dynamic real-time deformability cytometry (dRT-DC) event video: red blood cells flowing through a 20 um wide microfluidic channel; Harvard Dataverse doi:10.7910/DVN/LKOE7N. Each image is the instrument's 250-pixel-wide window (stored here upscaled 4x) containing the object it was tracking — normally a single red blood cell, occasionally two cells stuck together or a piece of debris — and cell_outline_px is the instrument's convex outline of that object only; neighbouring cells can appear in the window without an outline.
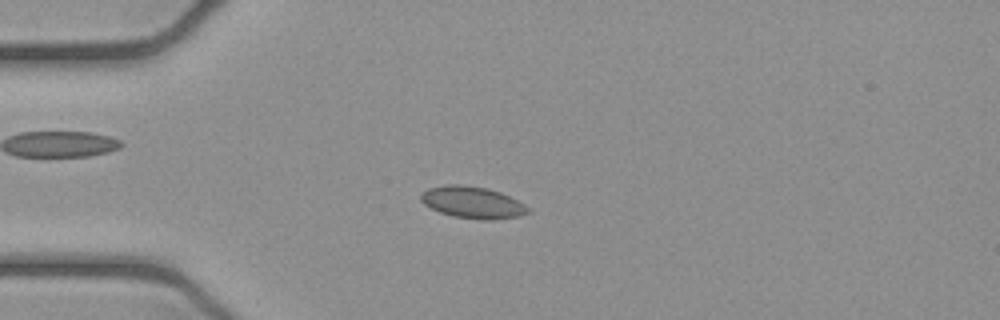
{"species": "common noctule bat (a hibernating species)", "species_latin": "Nyctalus noctula", "temperature_condition": "cold", "stored_images_in_passage": 47, "camera_frame_rate_fps": 3000, "um_per_image_px": 0.085, "animal": {"sex": "female", "body_mass_g": 21.9}, "frame": {"image": 1, "passage_image": 8, "time_ms": 2.333, "image_size_px": [1000, 320], "cell_outline_px": [[532, 212], [520, 216], [492, 220], [480, 220], [452, 216], [440, 212], [424, 204], [420, 200], [420, 196], [428, 188], [444, 184], [460, 184], [488, 188], [500, 192], [524, 204]], "centroid_in_image_um": [40.17, 17.21], "position_along_channel_um": 44.8, "area_um2": 19.94}}
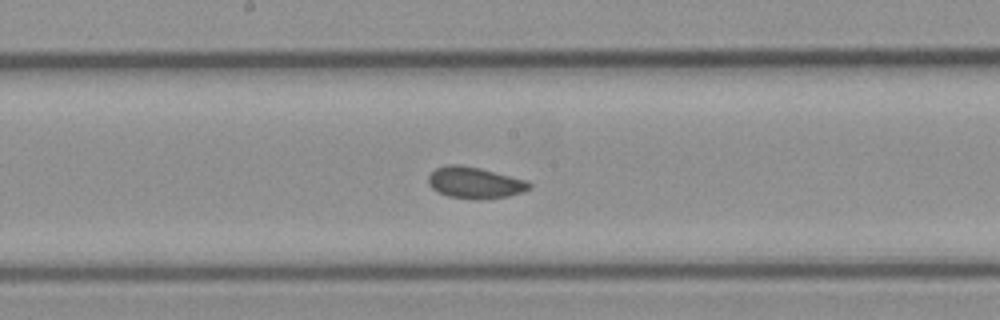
{"frame": {"image": 2, "passage_image": 22, "time_ms": 7.0, "image_size_px": [1000, 320], "cell_outline_px": [[532, 188], [524, 192], [508, 196], [476, 200], [448, 196], [436, 192], [428, 184], [428, 176], [436, 168], [448, 164], [460, 164], [480, 168], [528, 180], [532, 184]], "centroid_in_image_um": [40.38, 15.53], "position_along_channel_um": 207.8, "area_um2": 18.79}}
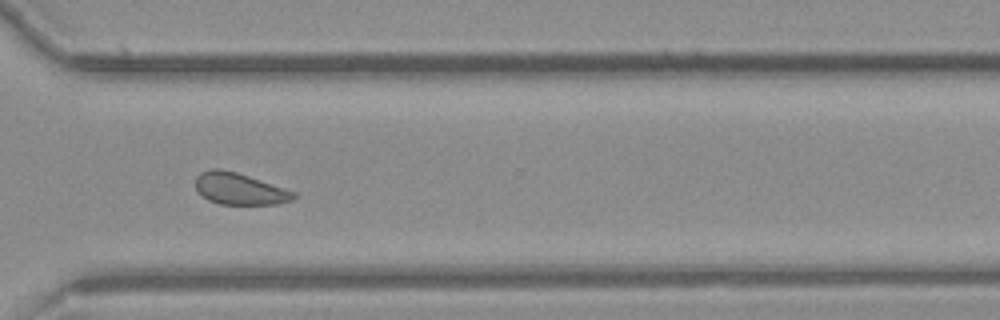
{"frame": {"image": 3, "passage_image": 33, "time_ms": 10.667, "image_size_px": [1000, 320], "cell_outline_px": [[296, 196], [292, 200], [276, 204], [220, 204], [208, 200], [196, 188], [196, 176], [200, 172], [212, 168], [220, 168], [236, 172], [296, 192]], "centroid_in_image_um": [20.35, 16.04], "position_along_channel_um": 350.3, "area_um2": 17.92}, "authors_computed_cell_mechanics": {"area_um2": 18.785, "velocity_mm_per_s": 3.905, "shape_relaxation_time_tau1_ms": 5.9589, "shape_relaxation_time_tau2_ms": null, "deformation_change_tau1": 0.0695, "deformation_change_tau2": null}}